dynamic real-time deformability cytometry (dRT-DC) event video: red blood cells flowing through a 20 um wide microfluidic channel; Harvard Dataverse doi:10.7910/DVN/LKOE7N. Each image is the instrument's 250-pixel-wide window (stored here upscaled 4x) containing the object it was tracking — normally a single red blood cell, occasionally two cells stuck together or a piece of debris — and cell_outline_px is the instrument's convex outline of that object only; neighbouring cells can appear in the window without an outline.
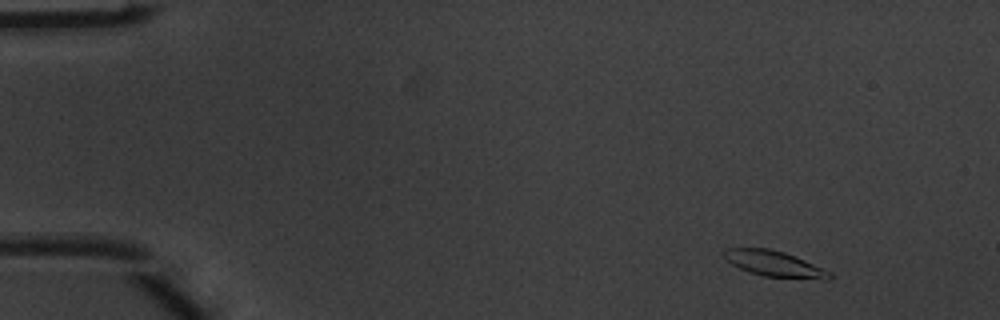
{"species": "common noctule bat (a hibernating species)", "species_latin": "Nyctalus noctula", "temperature_condition": "warm", "stored_images_in_passage": 4, "camera_frame_rate_fps": 3000, "um_per_image_px": 0.085, "animal": {"sex": "male", "body_mass_g": 20.1, "forearm_length_mm": 53.5}, "frame": {"image": 1, "passage_image": 1, "time_ms": 0.0, "image_size_px": [1000, 320], "cell_outline_px": [[832, 276], [828, 280], [764, 276], [748, 272], [732, 264], [720, 252], [724, 248], [768, 248], [784, 252], [804, 260], [832, 272]], "centroid_in_image_um": [65.81, 22.42], "position_along_channel_um": 19.2, "area_um2": 15.84}}